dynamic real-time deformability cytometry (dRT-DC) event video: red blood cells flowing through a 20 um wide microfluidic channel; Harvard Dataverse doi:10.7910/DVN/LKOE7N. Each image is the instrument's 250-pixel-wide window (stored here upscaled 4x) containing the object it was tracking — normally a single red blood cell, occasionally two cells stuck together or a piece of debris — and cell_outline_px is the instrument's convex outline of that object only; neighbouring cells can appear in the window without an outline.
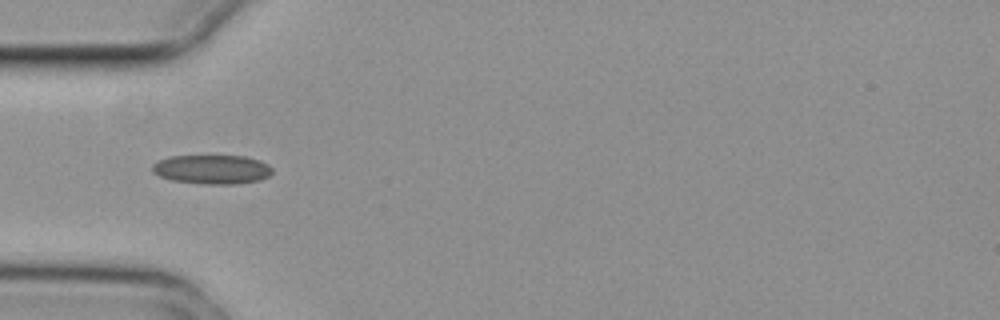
{"species": "common noctule bat (a hibernating species)", "species_latin": "Nyctalus noctula", "temperature_condition": "cold", "stored_images_in_passage": 4, "camera_frame_rate_fps": 3000, "um_per_image_px": 0.085, "animal": {"sex": "female", "body_mass_g": 29.2, "forearm_length_mm": 56.3}, "frame": {"image": 1, "passage_image": 1, "time_ms": 0.0, "image_size_px": [1000, 320], "cell_outline_px": [[272, 172], [268, 176], [260, 180], [232, 184], [204, 184], [172, 180], [160, 176], [152, 172], [152, 164], [168, 156], [244, 156], [260, 160], [268, 164], [272, 168]], "centroid_in_image_um": [18.02, 14.39], "position_along_channel_um": 67.0, "area_um2": 20.35}}
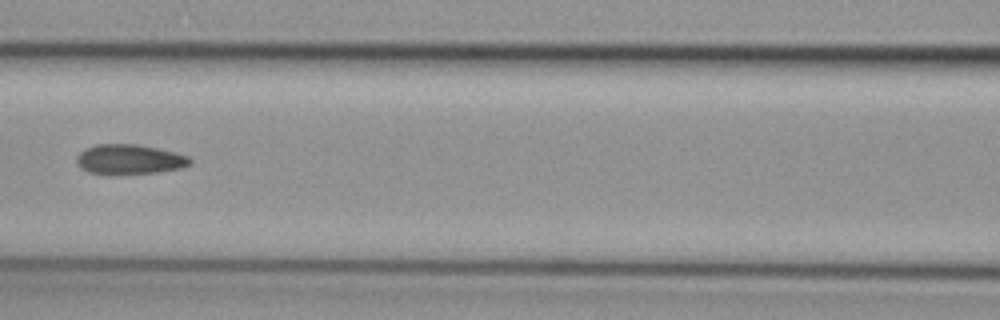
{"frame": {"image": 2, "passage_image": 3, "time_ms": 0.667, "image_size_px": [1000, 320], "cell_outline_px": [[192, 164], [184, 168], [156, 172], [88, 172], [80, 168], [76, 164], [76, 156], [84, 148], [96, 144], [136, 144], [176, 152], [188, 156], [192, 160]], "centroid_in_image_um": [11.02, 13.51], "position_along_channel_um": 155.6, "area_um2": 19.36}}
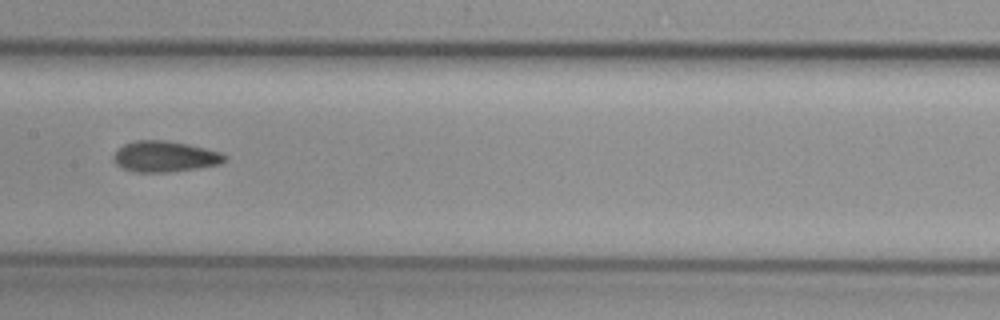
{"frame": {"image": 3, "passage_image": 4, "time_ms": 1.0, "image_size_px": [1000, 320], "cell_outline_px": [[228, 160], [220, 164], [196, 168], [168, 172], [136, 172], [124, 168], [116, 164], [112, 160], [112, 156], [124, 144], [136, 140], [168, 140], [188, 144], [220, 152], [228, 156]], "centroid_in_image_um": [14.03, 13.3], "position_along_channel_um": 193.4, "area_um2": 20.0}}